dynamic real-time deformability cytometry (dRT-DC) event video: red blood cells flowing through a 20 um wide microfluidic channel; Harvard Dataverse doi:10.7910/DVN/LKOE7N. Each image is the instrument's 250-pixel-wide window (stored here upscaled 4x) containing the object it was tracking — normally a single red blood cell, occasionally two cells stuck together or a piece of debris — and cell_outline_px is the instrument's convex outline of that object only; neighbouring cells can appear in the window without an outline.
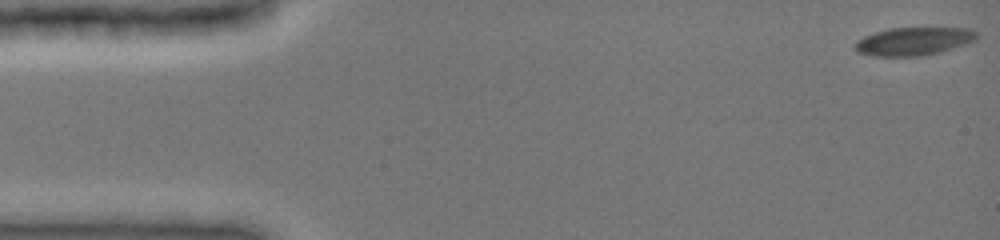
{"species": "common noctule bat (a hibernating species)", "species_latin": "Nyctalus noctula", "temperature_condition": "cold", "stored_images_in_passage": 49, "camera_frame_rate_fps": 3000, "um_per_image_px": 0.085, "animal": {"sex": "female", "body_mass_g": 19.0, "forearm_length_mm": 51.5}, "frame": {"image": 1, "passage_image": 1, "time_ms": 0.0, "image_size_px": [1000, 240], "cell_outline_px": [[976, 40], [968, 44], [940, 52], [924, 56], [872, 56], [856, 52], [852, 44], [856, 40], [864, 36], [888, 28], [968, 28], [976, 32]], "centroid_in_image_um": [77.62, 3.52], "position_along_channel_um": 7.4, "area_um2": 20.17}}
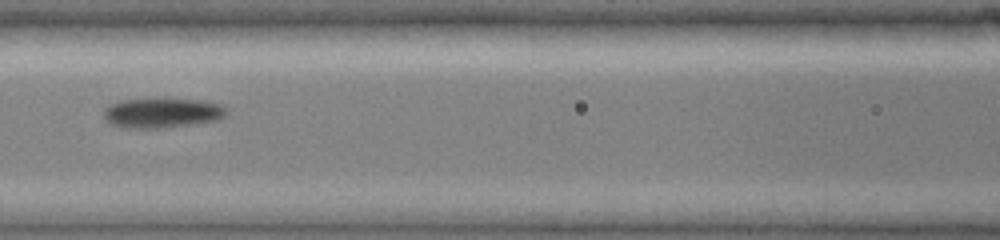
{"frame": {"image": 2, "passage_image": 21, "time_ms": 6.667, "image_size_px": [1000, 240], "cell_outline_px": [[228, 112], [220, 120], [164, 128], [120, 128], [112, 124], [104, 116], [104, 108], [108, 104], [120, 100], [160, 96], [200, 100], [220, 104], [228, 108]], "centroid_in_image_um": [13.78, 9.55], "position_along_channel_um": 152.8, "area_um2": 22.37}}
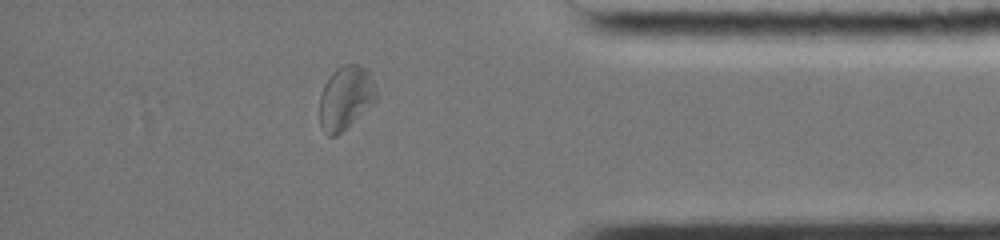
{"frame": {"image": 3, "passage_image": 42, "time_ms": 13.333, "image_size_px": [1000, 240], "cell_outline_px": [[376, 100], [372, 104], [336, 136], [328, 136], [324, 132], [320, 124], [320, 96], [324, 84], [328, 76], [336, 68], [344, 64], [360, 64], [368, 72], [372, 80], [376, 92]], "centroid_in_image_um": [29.34, 8.29], "position_along_channel_um": 405.9, "area_um2": 20.69}, "authors_computed_cell_mechanics": {"area_um2": 20.6346, "velocity_mm_per_s": 4.0016, "shape_relaxation_time_tau1_ms": 4.0752, "shape_relaxation_time_tau2_ms": 3.946, "deformation_change_tau1": 0.1108, "deformation_change_tau2": 0.072}}